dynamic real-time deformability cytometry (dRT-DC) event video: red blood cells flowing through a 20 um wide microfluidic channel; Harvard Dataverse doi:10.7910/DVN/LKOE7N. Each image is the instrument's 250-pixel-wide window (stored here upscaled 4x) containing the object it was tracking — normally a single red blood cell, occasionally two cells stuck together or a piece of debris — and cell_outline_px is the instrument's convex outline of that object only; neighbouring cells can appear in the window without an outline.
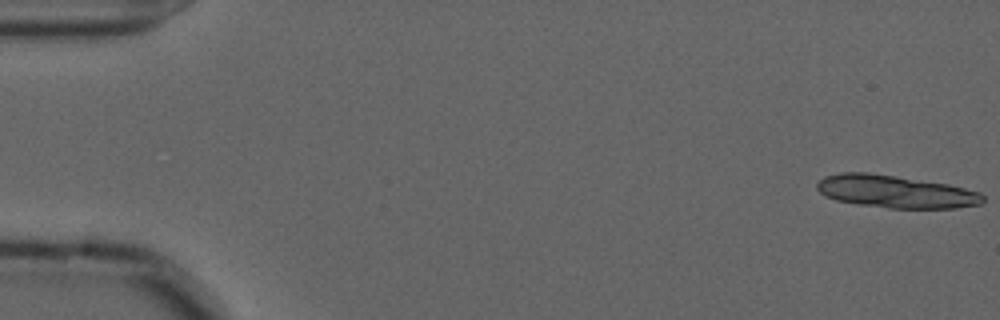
{"species": "common noctule bat (a hibernating species)", "species_latin": "Nyctalus noctula", "temperature_condition": "cold", "stored_images_in_passage": 17, "camera_frame_rate_fps": 3000, "um_per_image_px": 0.085, "animal": {"sex": "male", "forearm_length_mm": 52.5}, "frame": {"image": 1, "passage_image": 1, "time_ms": 0.0, "image_size_px": [1000, 320], "cell_outline_px": [[984, 200], [980, 204], [956, 208], [888, 208], [860, 204], [836, 200], [820, 192], [816, 188], [816, 184], [824, 176], [840, 172], [868, 172], [948, 184], [980, 192], [984, 196]], "centroid_in_image_um": [76.12, 16.28], "position_along_channel_um": 8.9, "area_um2": 31.33}}